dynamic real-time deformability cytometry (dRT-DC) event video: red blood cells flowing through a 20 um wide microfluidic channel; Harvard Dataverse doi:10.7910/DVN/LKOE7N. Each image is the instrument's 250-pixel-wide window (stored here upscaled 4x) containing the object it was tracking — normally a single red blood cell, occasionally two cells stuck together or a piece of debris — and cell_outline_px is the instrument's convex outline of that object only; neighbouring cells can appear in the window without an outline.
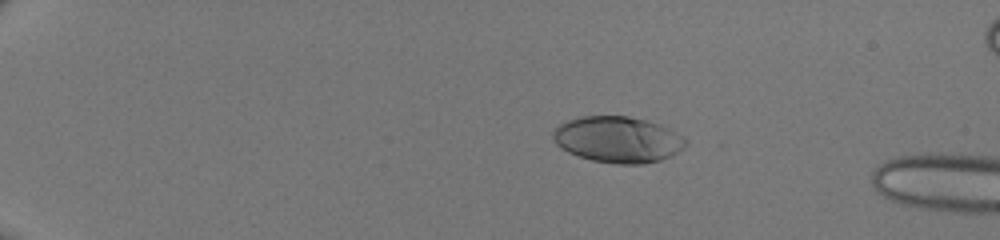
{"species": "human", "species_latin": "Homo sapiens", "temperature_condition": "room temperature", "stored_images_in_passage": 16, "camera_frame_rate_fps": 3000, "um_per_image_px": 0.085, "donor": {"sex": "male"}, "frame": {"image": 1, "passage_image": 12, "time_ms": 3.667, "image_size_px": [1000, 240], "cell_outline_px": [[688, 144], [676, 152], [660, 160], [644, 164], [616, 164], [592, 160], [568, 152], [556, 144], [552, 136], [552, 132], [560, 124], [568, 120], [584, 116], [628, 116], [660, 124], [684, 136], [688, 140]], "centroid_in_image_um": [52.53, 11.86], "position_along_channel_um": 32.5, "area_um2": 35.55}}